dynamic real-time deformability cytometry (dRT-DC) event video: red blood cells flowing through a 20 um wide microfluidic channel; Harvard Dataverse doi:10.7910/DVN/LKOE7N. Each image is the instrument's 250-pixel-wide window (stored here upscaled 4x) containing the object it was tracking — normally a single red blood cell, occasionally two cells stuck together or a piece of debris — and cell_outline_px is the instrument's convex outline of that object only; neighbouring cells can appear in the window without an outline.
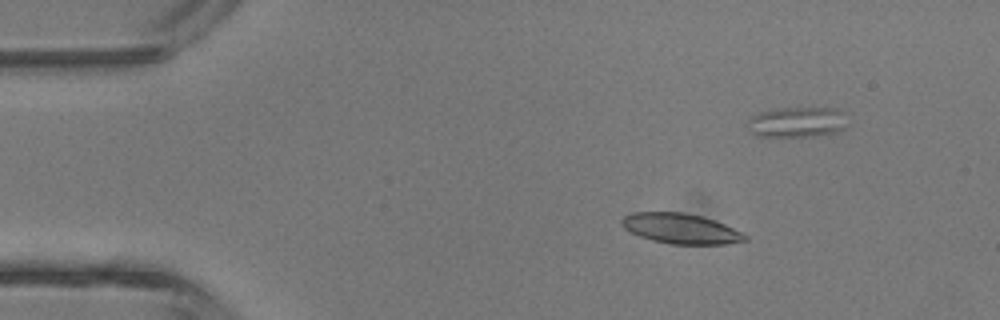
{"species": "common noctule bat (a hibernating species)", "species_latin": "Nyctalus noctula", "temperature_condition": "room temperature", "stored_images_in_passage": 5, "segment_of_instrument_passage": [1, 2], "camera_frame_rate_fps": 3000, "um_per_image_px": 0.085, "animal": {"sex": "male", "body_mass_g": 13.3}, "frame": {"image": 1, "passage_image": 2, "time_ms": 1.0, "image_size_px": [1000, 320], "cell_outline_px": [[748, 240], [724, 244], [668, 244], [652, 240], [640, 236], [624, 228], [620, 224], [620, 220], [624, 216], [632, 212], [684, 212], [704, 216], [724, 224], [748, 236]], "centroid_in_image_um": [57.84, 19.42], "position_along_channel_um": 27.2, "area_um2": 21.73}}
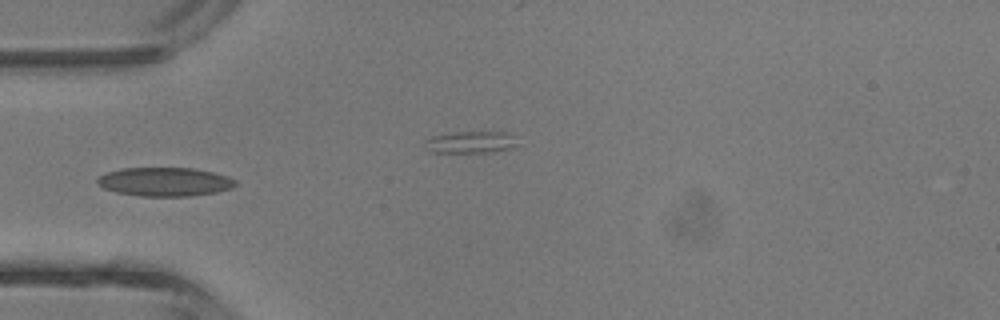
{"frame": {"image": 2, "passage_image": 4, "time_ms": 3.333, "image_size_px": [1000, 320], "cell_outline_px": [[236, 184], [232, 188], [216, 192], [188, 196], [140, 196], [116, 192], [104, 188], [96, 184], [96, 180], [100, 176], [108, 172], [120, 168], [192, 168], [212, 172], [228, 176], [236, 180]], "centroid_in_image_um": [13.99, 15.45], "position_along_channel_um": 71.0, "area_um2": 23.12}}